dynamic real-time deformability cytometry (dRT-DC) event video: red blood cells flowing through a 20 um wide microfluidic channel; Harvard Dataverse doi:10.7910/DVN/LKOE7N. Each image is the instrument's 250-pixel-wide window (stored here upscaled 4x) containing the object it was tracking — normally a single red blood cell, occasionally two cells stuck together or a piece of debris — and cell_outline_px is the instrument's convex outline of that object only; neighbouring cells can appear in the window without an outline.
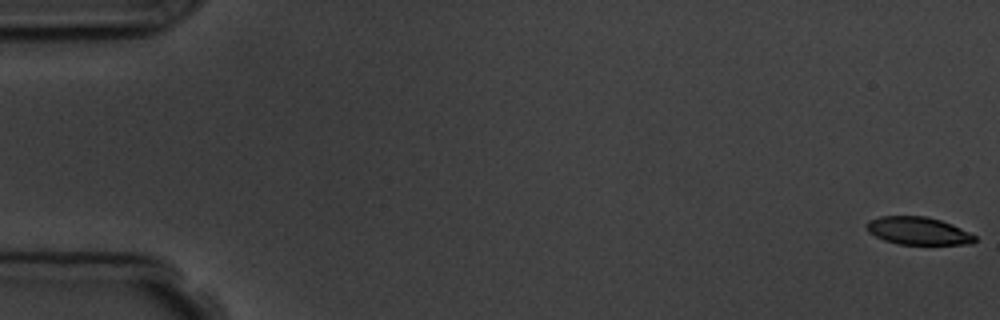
{"species": "common noctule bat (a hibernating species)", "species_latin": "Nyctalus noctula", "temperature_condition": "room temperature", "stored_images_in_passage": 6, "camera_frame_rate_fps": 3000, "um_per_image_px": 0.085, "animal": {"sex": "male", "body_mass_g": 19.5, "forearm_length_mm": 54.6}, "frame": {"image": 1, "passage_image": 1, "time_ms": 0.0, "image_size_px": [1000, 320], "cell_outline_px": [[976, 240], [972, 244], [900, 244], [884, 240], [868, 232], [864, 228], [864, 224], [868, 220], [880, 216], [928, 216], [952, 224], [976, 236]], "centroid_in_image_um": [78.0, 19.61], "position_along_channel_um": 7.0, "area_um2": 17.57}}
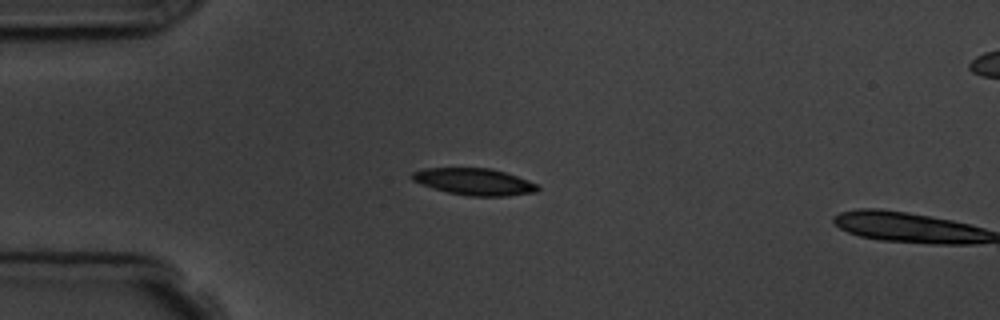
{"frame": {"image": 2, "passage_image": 5, "time_ms": 4.667, "image_size_px": [1000, 320], "cell_outline_px": [[540, 188], [536, 192], [508, 196], [468, 196], [448, 192], [432, 188], [412, 180], [412, 172], [424, 168], [492, 168], [528, 180], [536, 184]], "centroid_in_image_um": [40.31, 15.45], "position_along_channel_um": 44.7, "area_um2": 19.54}}